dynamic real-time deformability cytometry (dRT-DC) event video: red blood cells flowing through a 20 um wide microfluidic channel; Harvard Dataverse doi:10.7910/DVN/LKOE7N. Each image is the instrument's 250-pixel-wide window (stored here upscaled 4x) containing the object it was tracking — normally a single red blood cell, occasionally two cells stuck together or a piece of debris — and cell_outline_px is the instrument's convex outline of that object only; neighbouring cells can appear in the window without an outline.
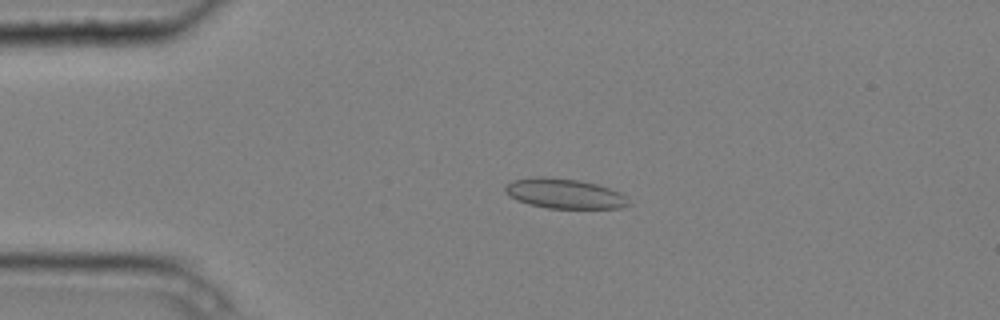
{"species": "common noctule bat (a hibernating species)", "species_latin": "Nyctalus noctula", "temperature_condition": "cold", "stored_images_in_passage": 4, "camera_frame_rate_fps": 3000, "um_per_image_px": 0.085, "animal": {"sex": "male", "body_mass_g": 20.4}, "frame": {"image": 1, "passage_image": 3, "time_ms": 0.667, "image_size_px": [1000, 320], "cell_outline_px": [[632, 204], [620, 208], [548, 208], [528, 204], [516, 200], [508, 196], [504, 192], [504, 188], [512, 180], [536, 176], [552, 176], [580, 180], [596, 184], [620, 192]], "centroid_in_image_um": [47.94, 16.44], "position_along_channel_um": 37.1, "area_um2": 21.73}}